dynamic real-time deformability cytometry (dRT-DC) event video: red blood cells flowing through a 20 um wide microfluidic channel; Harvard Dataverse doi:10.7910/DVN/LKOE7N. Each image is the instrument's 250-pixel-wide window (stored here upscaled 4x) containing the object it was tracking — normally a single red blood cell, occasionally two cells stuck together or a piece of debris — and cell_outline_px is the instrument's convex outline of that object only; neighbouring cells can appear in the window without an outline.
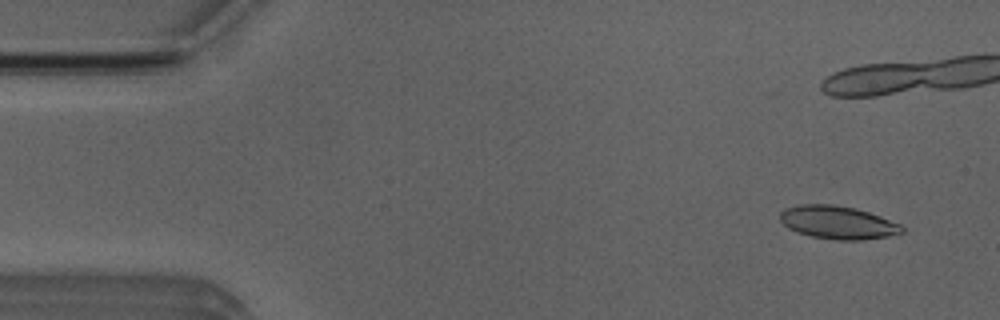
{"species": "Egyptian fruit bat (a non-hibernating species)", "species_latin": "Rousettus aegyptiacus", "temperature_condition": "room temperature", "stored_images_in_passage": 8, "camera_frame_rate_fps": 3000, "um_per_image_px": 0.085, "animal": {"sex": "male"}, "frame": {"image": 1, "passage_image": 1, "time_ms": 0.0, "image_size_px": [1000, 320], "cell_outline_px": [[904, 232], [888, 236], [864, 240], [836, 240], [812, 236], [796, 232], [788, 228], [780, 220], [780, 212], [784, 208], [800, 204], [832, 204], [856, 208], [880, 216], [900, 224], [904, 228]], "centroid_in_image_um": [71.2, 18.9], "position_along_channel_um": 13.8, "area_um2": 23.58}}